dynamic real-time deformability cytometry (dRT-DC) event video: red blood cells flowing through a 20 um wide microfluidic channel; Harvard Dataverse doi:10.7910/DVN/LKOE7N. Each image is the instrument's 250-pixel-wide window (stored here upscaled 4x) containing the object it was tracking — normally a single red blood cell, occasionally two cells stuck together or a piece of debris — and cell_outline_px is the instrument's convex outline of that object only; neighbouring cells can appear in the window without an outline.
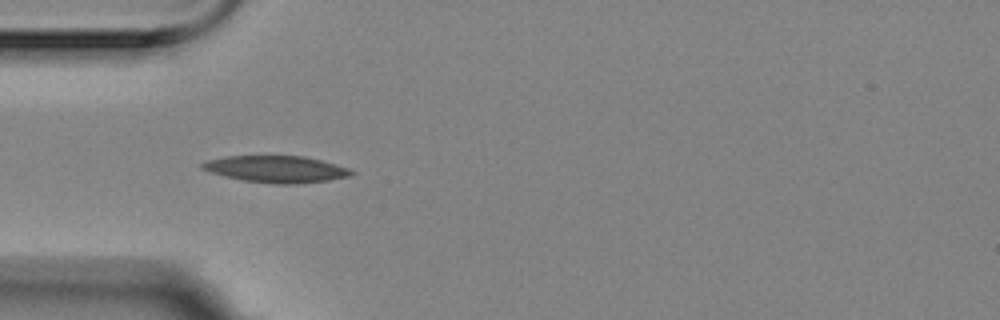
{"species": "Egyptian fruit bat (a non-hibernating species)", "species_latin": "Rousettus aegyptiacus", "temperature_condition": "room temperature", "stored_images_in_passage": 5, "camera_frame_rate_fps": 3000, "um_per_image_px": 0.085, "animal": {"sex": "female"}, "frame": {"image": 1, "passage_image": 4, "time_ms": 1.0, "image_size_px": [1000, 320], "cell_outline_px": [[356, 172], [348, 176], [328, 180], [296, 184], [276, 184], [244, 180], [224, 176], [200, 168], [200, 164], [204, 160], [224, 156], [304, 156], [320, 160], [348, 168]], "centroid_in_image_um": [23.43, 14.37], "position_along_channel_um": 61.6, "area_um2": 23.12}}
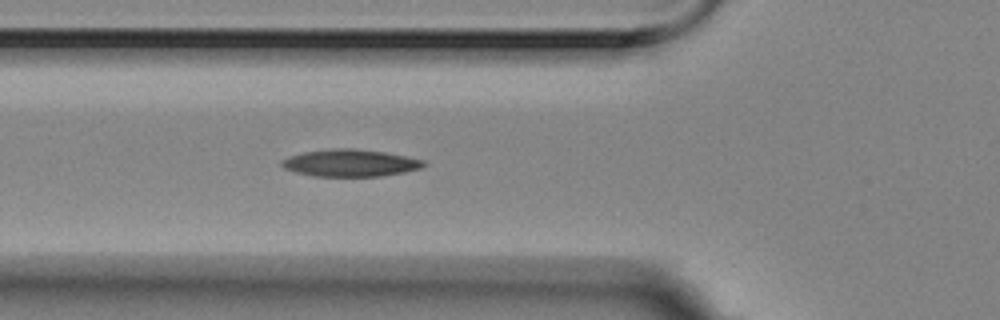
{"frame": {"image": 2, "passage_image": 5, "time_ms": 1.333, "image_size_px": [1000, 320], "cell_outline_px": [[428, 164], [420, 168], [404, 172], [380, 176], [312, 176], [296, 172], [284, 168], [280, 164], [280, 160], [288, 156], [304, 152], [332, 148], [356, 148], [384, 152], [424, 160]], "centroid_in_image_um": [29.74, 13.85], "position_along_channel_um": 96.1, "area_um2": 22.48}}